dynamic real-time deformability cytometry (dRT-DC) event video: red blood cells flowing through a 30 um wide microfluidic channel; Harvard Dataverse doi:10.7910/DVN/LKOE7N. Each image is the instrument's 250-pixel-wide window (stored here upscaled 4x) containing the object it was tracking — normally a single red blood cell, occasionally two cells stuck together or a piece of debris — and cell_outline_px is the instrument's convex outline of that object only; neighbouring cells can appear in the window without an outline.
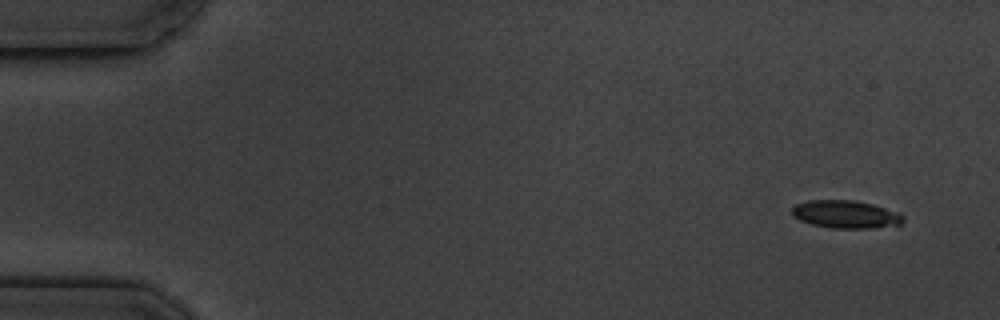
{"species": "common noctule bat (a hibernating species)", "species_latin": "Nyctalus noctula", "temperature_condition": "cold", "stored_images_in_passage": 5, "camera_frame_rate_fps": 3000, "um_per_image_px": 0.085, "animal": {"sex": "male", "body_mass_g": 19.5, "forearm_length_mm": 54.6}, "frame": {"image": 1, "passage_image": 1, "time_ms": 0.0, "image_size_px": [1000, 320], "cell_outline_px": [[904, 220], [900, 224], [872, 228], [832, 228], [812, 224], [800, 220], [792, 216], [792, 208], [796, 204], [808, 200], [852, 200], [872, 204], [900, 212], [904, 216]], "centroid_in_image_um": [71.89, 18.21], "position_along_channel_um": 13.1, "area_um2": 18.03}}
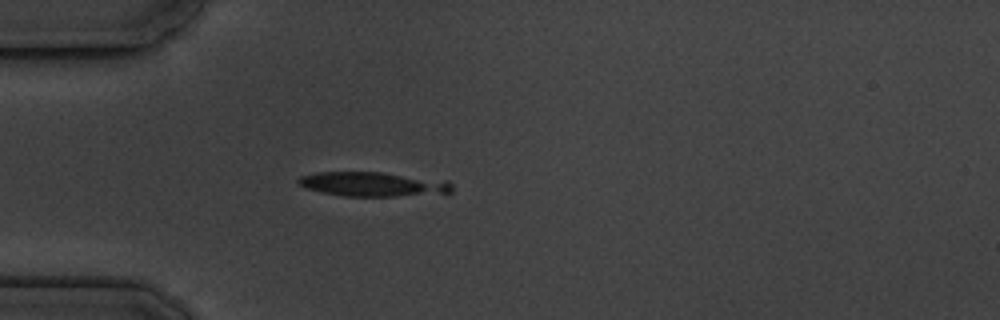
{"frame": {"image": 2, "passage_image": 5, "time_ms": 4.333, "image_size_px": [1000, 320], "cell_outline_px": [[452, 192], [396, 196], [344, 196], [320, 192], [304, 188], [296, 180], [300, 176], [316, 172], [380, 172], [448, 180], [452, 184]], "centroid_in_image_um": [31.67, 15.65], "position_along_channel_um": 53.3, "area_um2": 21.85}}